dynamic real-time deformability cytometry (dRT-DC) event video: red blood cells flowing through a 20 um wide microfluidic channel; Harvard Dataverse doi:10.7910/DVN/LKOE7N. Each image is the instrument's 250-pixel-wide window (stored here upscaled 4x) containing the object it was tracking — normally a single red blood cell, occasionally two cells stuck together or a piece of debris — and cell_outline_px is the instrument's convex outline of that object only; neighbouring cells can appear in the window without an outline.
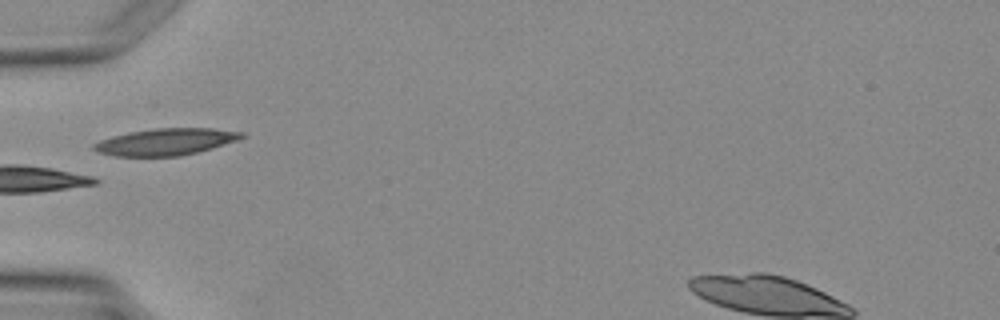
{"species": "Egyptian fruit bat (a non-hibernating species)", "species_latin": "Rousettus aegyptiacus", "temperature_condition": "warm", "stored_images_in_passage": 3, "camera_frame_rate_fps": 3000, "um_per_image_px": 0.085, "animal": {"sex": "female"}, "frame": {"image": 1, "passage_image": 3, "time_ms": 2.667, "image_size_px": [1000, 320], "cell_outline_px": [[244, 136], [236, 140], [212, 148], [180, 156], [112, 156], [100, 152], [92, 148], [92, 144], [100, 140], [112, 136], [128, 132], [156, 128], [212, 128], [244, 132]], "centroid_in_image_um": [14.06, 12.05], "position_along_channel_um": 70.9, "area_um2": 22.95}}